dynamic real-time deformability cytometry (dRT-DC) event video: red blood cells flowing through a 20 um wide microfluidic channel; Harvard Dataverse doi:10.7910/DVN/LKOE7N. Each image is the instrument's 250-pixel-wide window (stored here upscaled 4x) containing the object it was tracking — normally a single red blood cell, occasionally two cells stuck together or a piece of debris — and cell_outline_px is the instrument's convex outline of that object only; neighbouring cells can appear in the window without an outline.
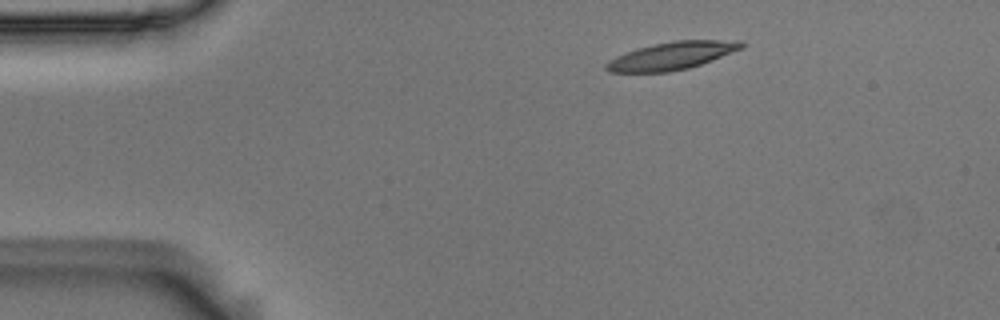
{"species": "Egyptian fruit bat (a non-hibernating species)", "species_latin": "Rousettus aegyptiacus", "temperature_condition": "room temperature", "stored_images_in_passage": 48, "camera_frame_rate_fps": 3000, "um_per_image_px": 0.085, "animal": {"sex": "male"}, "frame": {"image": 1, "passage_image": 2, "time_ms": 0.333, "image_size_px": [1000, 320], "cell_outline_px": [[744, 48], [712, 60], [688, 68], [668, 72], [608, 72], [604, 68], [604, 64], [608, 60], [624, 52], [636, 48], [652, 44], [672, 40], [744, 40]], "centroid_in_image_um": [57.09, 4.73], "position_along_channel_um": 27.9, "area_um2": 22.14}}
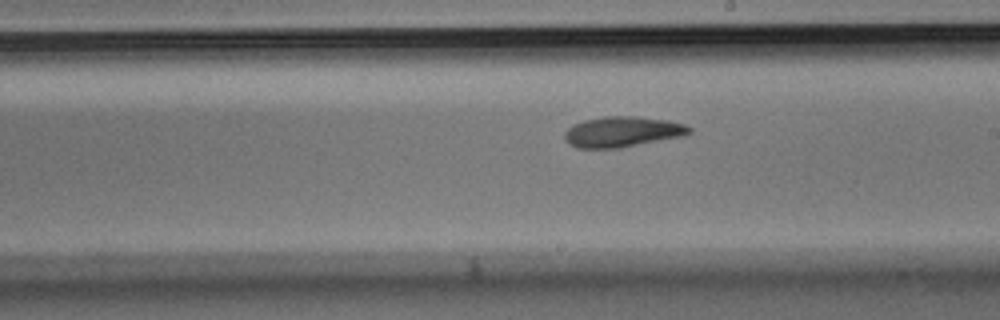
{"frame": {"image": 2, "passage_image": 24, "time_ms": 7.667, "image_size_px": [1000, 320], "cell_outline_px": [[692, 132], [680, 136], [620, 148], [576, 148], [568, 144], [564, 140], [564, 132], [572, 124], [584, 120], [604, 116], [636, 116], [668, 120], [684, 124], [692, 128]], "centroid_in_image_um": [52.85, 11.2], "position_along_channel_um": 236.2, "area_um2": 22.25}}
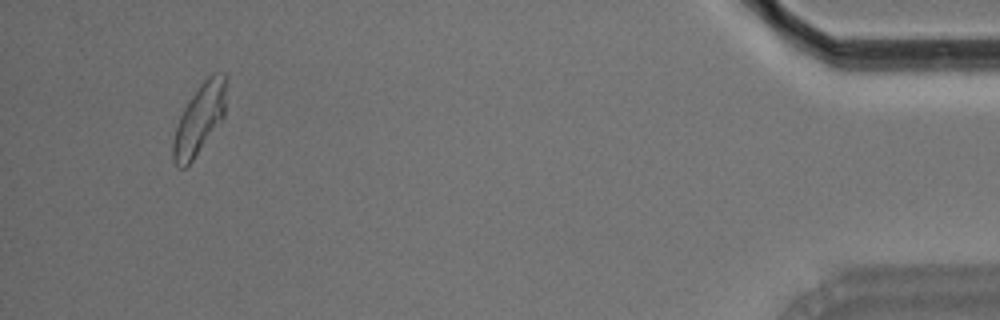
{"frame": {"image": 3, "passage_image": 45, "time_ms": 14.667, "image_size_px": [1000, 320], "cell_outline_px": [[228, 80], [224, 116], [192, 160], [184, 168], [180, 168], [172, 160], [172, 144], [176, 128], [180, 116], [188, 100], [200, 84], [212, 72], [228, 72]], "centroid_in_image_um": [16.99, 10.03], "position_along_channel_um": 418.2, "area_um2": 21.79}, "authors_computed_cell_mechanics": {"area_um2": 21.7617, "velocity_mm_per_s": 3.6317, "shape_relaxation_time_tau1_ms": 7.3376, "shape_relaxation_time_tau2_ms": 5.0413, "deformation_change_tau1": 0.2089, "deformation_change_tau2": 0.1225}}